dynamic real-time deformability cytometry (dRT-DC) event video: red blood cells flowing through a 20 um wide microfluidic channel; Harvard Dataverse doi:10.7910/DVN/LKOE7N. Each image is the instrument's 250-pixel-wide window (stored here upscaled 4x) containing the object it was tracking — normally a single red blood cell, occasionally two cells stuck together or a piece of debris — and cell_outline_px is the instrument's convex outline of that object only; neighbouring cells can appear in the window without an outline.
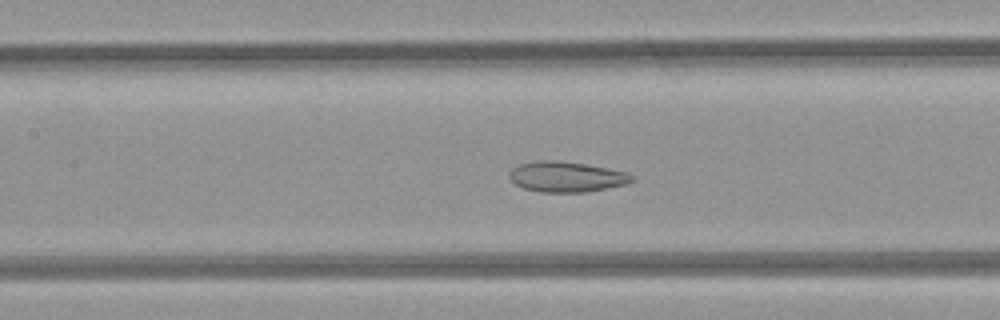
{"species": "common noctule bat (a hibernating species)", "species_latin": "Nyctalus noctula", "temperature_condition": "room temperature", "stored_images_in_passage": 47, "camera_frame_rate_fps": 3000, "um_per_image_px": 0.085, "animal": {"sex": "female", "body_mass_g": 21.9}, "frame": {"image": 1, "passage_image": 19, "time_ms": 6.0, "image_size_px": [1000, 320], "cell_outline_px": [[632, 180], [624, 184], [584, 192], [540, 192], [524, 188], [516, 184], [508, 176], [508, 172], [512, 168], [520, 164], [536, 160], [556, 160], [584, 164], [628, 172], [632, 176]], "centroid_in_image_um": [48.08, 15.01], "position_along_channel_um": 159.3, "area_um2": 21.44}}
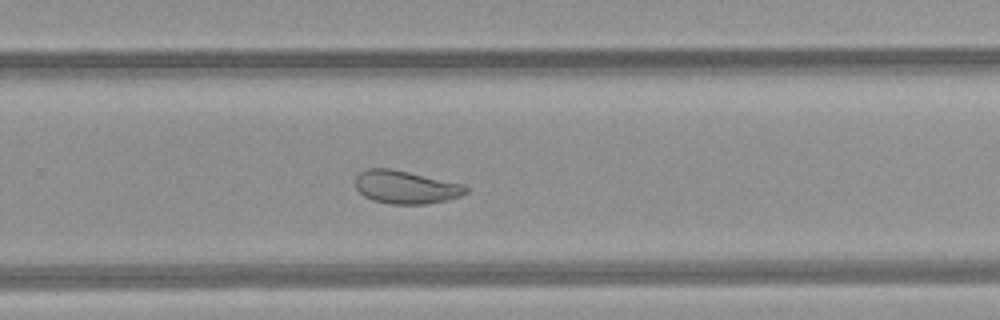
{"frame": {"image": 2, "passage_image": 29, "time_ms": 9.333, "image_size_px": [1000, 320], "cell_outline_px": [[468, 192], [460, 196], [444, 200], [424, 204], [388, 204], [372, 200], [364, 196], [356, 188], [356, 176], [360, 172], [368, 168], [388, 168], [408, 172], [464, 184], [468, 188]], "centroid_in_image_um": [34.47, 15.91], "position_along_channel_um": 295.3, "area_um2": 21.15}}
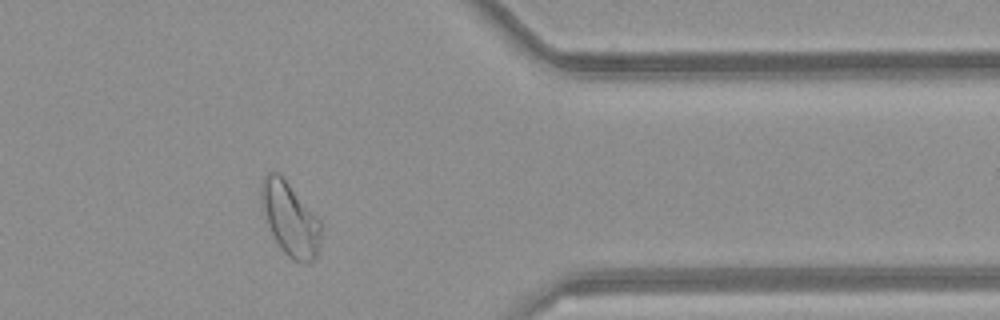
{"frame": {"image": 3, "passage_image": 37, "time_ms": 12.0, "image_size_px": [1000, 320], "cell_outline_px": [[320, 248], [316, 260], [308, 264], [304, 264], [292, 260], [284, 252], [276, 240], [268, 224], [260, 196], [260, 192], [264, 176], [268, 172], [280, 172], [320, 220]], "centroid_in_image_um": [24.69, 18.63], "position_along_channel_um": 386.7, "area_um2": 25.49}, "authors_computed_cell_mechanics": {"area_um2": 26.1834, "velocity_mm_per_s": 4.0922, "shape_relaxation_time_tau1_ms": null, "shape_relaxation_time_tau2_ms": 2.2262, "deformation_change_tau1": null, "deformation_change_tau2": 0.0779}}